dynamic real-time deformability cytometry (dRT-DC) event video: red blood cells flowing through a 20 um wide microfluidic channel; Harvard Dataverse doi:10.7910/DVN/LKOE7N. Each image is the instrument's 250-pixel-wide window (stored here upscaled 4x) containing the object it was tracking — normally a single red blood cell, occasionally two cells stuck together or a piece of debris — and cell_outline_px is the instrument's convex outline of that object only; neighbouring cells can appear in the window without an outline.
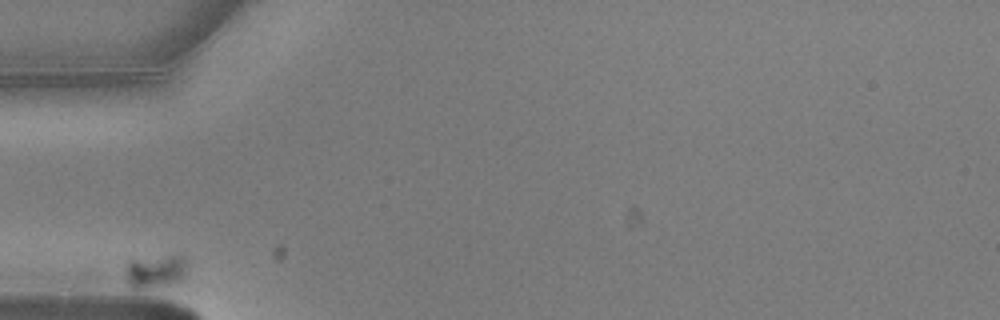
{"species": "common noctule bat (a hibernating species)", "species_latin": "Nyctalus noctula", "temperature_condition": "warm", "stored_images_in_passage": 6, "camera_frame_rate_fps": 3000, "um_per_image_px": 0.085, "animal": {"sex": "male", "body_mass_g": 20.5, "forearm_length_mm": 52.5}, "frame": {"image": 1, "passage_image": 1, "time_ms": 0.0, "image_size_px": [1000, 320], "cell_outline_px": [[188, 272], [184, 284], [140, 288], [132, 288], [128, 280], [124, 268], [128, 260], [168, 256], [184, 256], [188, 260]], "centroid_in_image_um": [13.34, 23.08], "position_along_channel_um": 71.7, "area_um2": 12.48}}
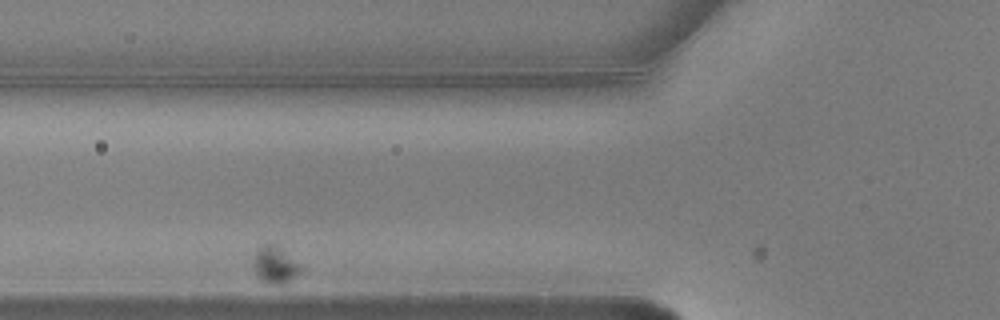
{"frame": {"image": 2, "passage_image": 2, "time_ms": 0.333, "image_size_px": [1000, 320], "cell_outline_px": [[300, 272], [284, 288], [260, 280], [256, 276], [252, 264], [252, 260], [256, 248], [264, 244], [276, 244], [300, 268]], "centroid_in_image_um": [23.3, 22.58], "position_along_channel_um": 102.5, "area_um2": 10.35}}
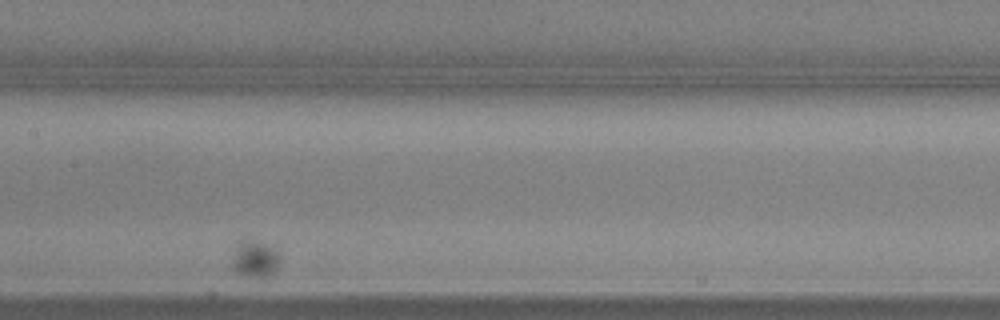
{"frame": {"image": 3, "passage_image": 5, "time_ms": 1.333, "image_size_px": [1000, 320], "cell_outline_px": [[280, 256], [276, 268], [268, 280], [248, 280], [236, 272], [232, 268], [232, 260], [236, 248], [240, 240], [244, 240], [264, 244], [276, 252]], "centroid_in_image_um": [21.64, 22.16], "position_along_channel_um": 185.8, "area_um2": 10.46}}